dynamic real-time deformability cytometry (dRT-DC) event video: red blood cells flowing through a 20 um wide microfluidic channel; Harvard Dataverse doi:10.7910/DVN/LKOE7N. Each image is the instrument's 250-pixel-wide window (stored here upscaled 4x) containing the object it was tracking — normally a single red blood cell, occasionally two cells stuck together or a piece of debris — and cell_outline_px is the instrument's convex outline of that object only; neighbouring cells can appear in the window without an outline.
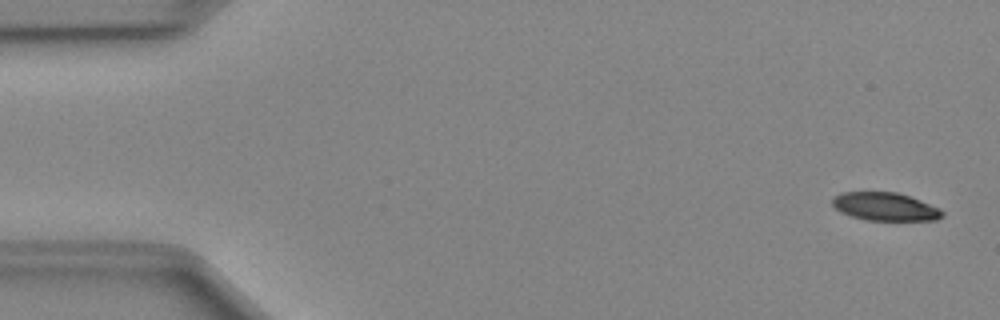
{"species": "Egyptian fruit bat (a non-hibernating species)", "species_latin": "Rousettus aegyptiacus", "temperature_condition": "cold", "stored_images_in_passage": 50, "camera_frame_rate_fps": 3000, "um_per_image_px": 0.085, "animal": {"sex": "female"}, "frame": {"image": 1, "passage_image": 2, "time_ms": 0.333, "image_size_px": [1000, 320], "cell_outline_px": [[944, 216], [936, 220], [864, 220], [840, 212], [832, 204], [832, 196], [840, 192], [896, 192], [920, 200], [940, 208], [944, 212]], "centroid_in_image_um": [75.22, 17.56], "position_along_channel_um": 9.8, "area_um2": 18.09}}
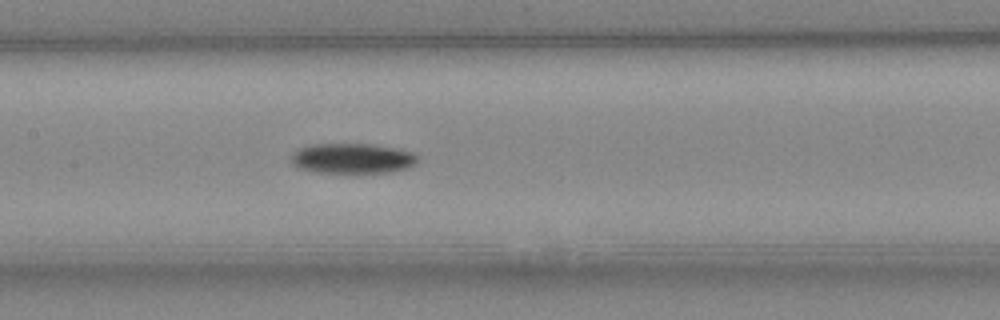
{"frame": {"image": 2, "passage_image": 24, "time_ms": 7.667, "image_size_px": [1000, 320], "cell_outline_px": [[416, 160], [408, 168], [388, 172], [316, 172], [296, 168], [292, 164], [292, 156], [300, 148], [312, 144], [372, 144], [396, 148], [412, 152], [416, 156]], "centroid_in_image_um": [29.92, 13.46], "position_along_channel_um": 177.5, "area_um2": 21.91}}
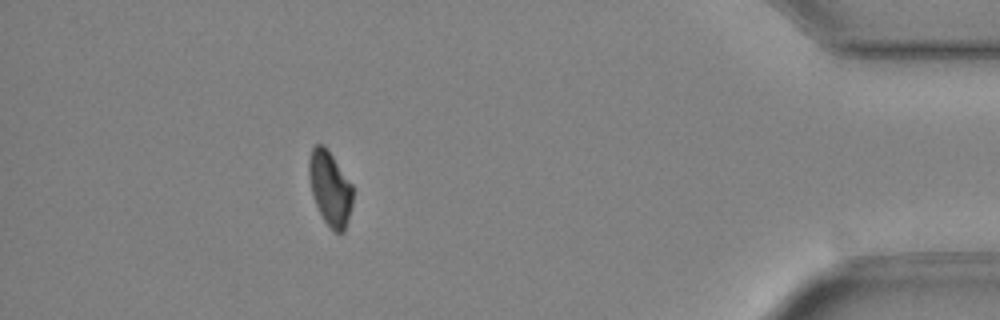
{"frame": {"image": 3, "passage_image": 45, "time_ms": 14.667, "image_size_px": [1000, 320], "cell_outline_px": [[352, 204], [348, 220], [344, 232], [336, 232], [324, 220], [312, 196], [308, 176], [308, 160], [312, 148], [316, 144], [324, 144], [328, 148], [352, 184]], "centroid_in_image_um": [28.04, 15.95], "position_along_channel_um": 407.2, "area_um2": 19.07}, "authors_computed_cell_mechanics": {"area_um2": 20.519, "velocity_mm_per_s": 4.0194, "shape_relaxation_time_tau1_ms": 5.301, "shape_relaxation_time_tau2_ms": null, "deformation_change_tau1": 0.1143, "deformation_change_tau2": null}}